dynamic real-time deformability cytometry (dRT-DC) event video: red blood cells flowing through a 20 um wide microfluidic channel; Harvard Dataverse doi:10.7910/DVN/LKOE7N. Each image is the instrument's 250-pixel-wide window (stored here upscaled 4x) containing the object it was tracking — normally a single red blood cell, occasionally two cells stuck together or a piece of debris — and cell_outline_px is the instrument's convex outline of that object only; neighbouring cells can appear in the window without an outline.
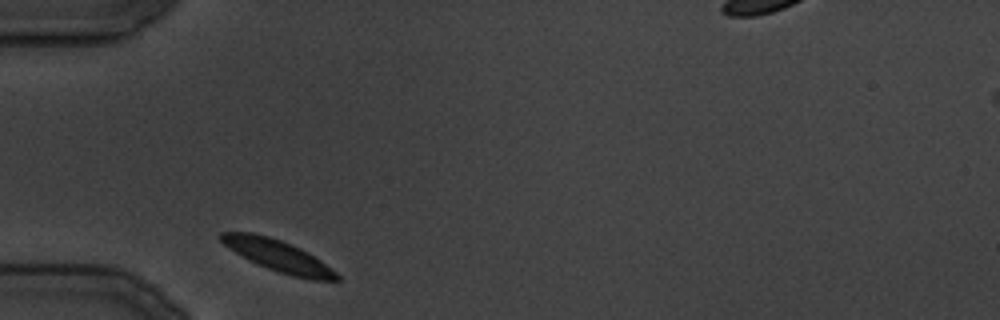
{"species": "common noctule bat (a hibernating species)", "species_latin": "Nyctalus noctula", "temperature_condition": "cold", "stored_images_in_passage": 21, "camera_frame_rate_fps": 3000, "um_per_image_px": 0.085, "animal": {"sex": "male", "body_mass_g": 19.5, "forearm_length_mm": 54.6}, "frame": {"image": 1, "passage_image": 1, "time_ms": 0.0, "image_size_px": [1000, 320], "cell_outline_px": [[340, 280], [312, 280], [292, 276], [256, 264], [228, 248], [220, 240], [220, 232], [252, 232], [268, 236], [280, 240], [320, 260], [336, 272], [340, 276]], "centroid_in_image_um": [23.6, 21.75], "position_along_channel_um": 61.4, "area_um2": 20.69}}
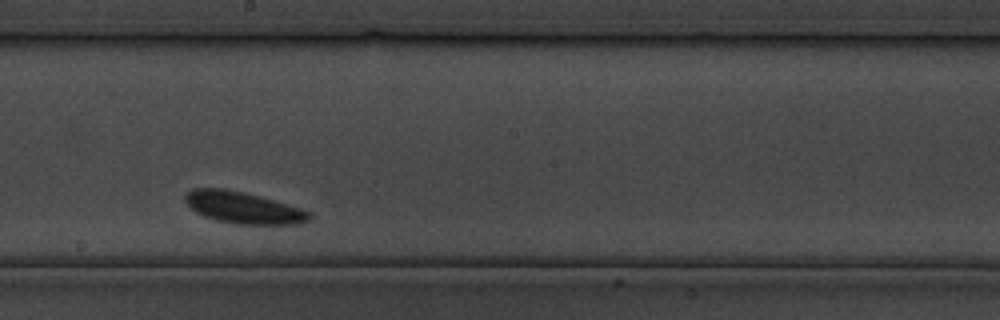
{"frame": {"image": 2, "passage_image": 11, "time_ms": 12.333, "image_size_px": [1000, 320], "cell_outline_px": [[312, 216], [308, 220], [300, 224], [236, 224], [216, 220], [204, 216], [196, 212], [184, 200], [184, 196], [192, 188], [224, 188], [244, 192], [260, 196], [288, 204], [300, 208], [308, 212]], "centroid_in_image_um": [20.66, 17.64], "position_along_channel_um": 227.5, "area_um2": 22.83}}
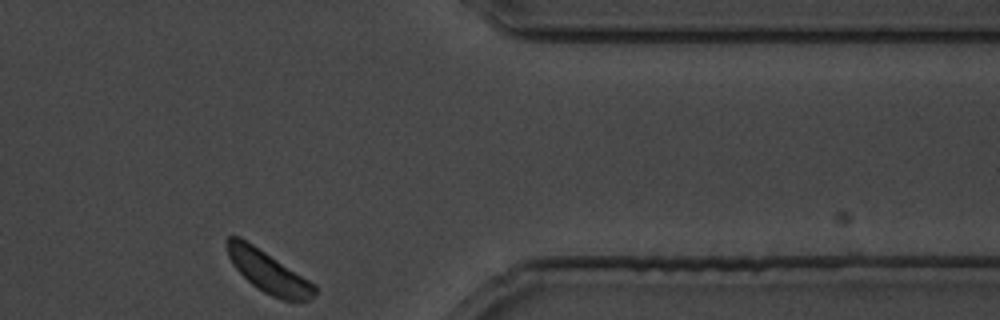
{"frame": {"image": 3, "passage_image": 21, "time_ms": 24.667, "image_size_px": [1000, 320], "cell_outline_px": [[316, 296], [308, 300], [284, 300], [272, 296], [256, 288], [232, 264], [228, 256], [228, 236], [240, 236], [316, 284]], "centroid_in_image_um": [22.84, 23.12], "position_along_channel_um": 388.6, "area_um2": 20.98}}